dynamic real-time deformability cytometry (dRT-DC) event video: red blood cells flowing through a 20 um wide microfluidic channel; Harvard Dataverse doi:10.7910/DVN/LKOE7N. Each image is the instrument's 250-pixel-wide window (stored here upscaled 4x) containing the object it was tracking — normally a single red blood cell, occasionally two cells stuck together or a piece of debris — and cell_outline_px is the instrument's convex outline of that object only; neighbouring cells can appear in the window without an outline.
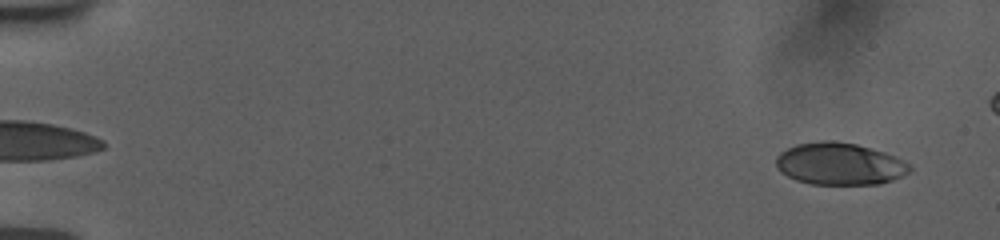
{"species": "human", "species_latin": "Homo sapiens", "temperature_condition": "room temperature", "stored_images_in_passage": 20, "camera_frame_rate_fps": 3000, "um_per_image_px": 0.085, "donor": {"sex": "female"}, "frame": {"image": 1, "passage_image": 3, "time_ms": 0.667, "image_size_px": [1000, 240], "cell_outline_px": [[912, 168], [908, 172], [892, 180], [880, 184], [812, 184], [796, 180], [780, 172], [776, 168], [776, 156], [780, 152], [796, 144], [820, 140], [832, 140], [856, 144], [884, 152], [904, 160], [912, 164]], "centroid_in_image_um": [71.35, 13.92], "position_along_channel_um": 13.6, "area_um2": 32.95}}
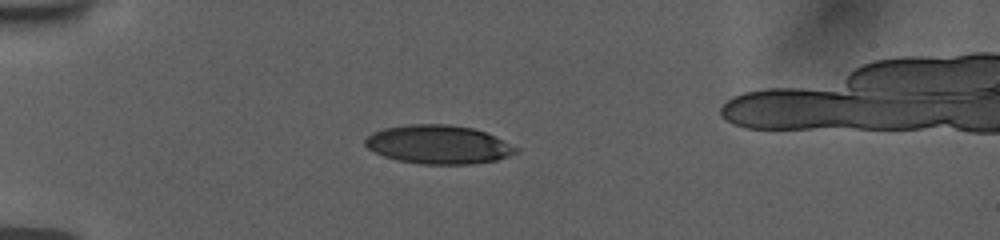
{"frame": {"image": 2, "passage_image": 14, "time_ms": 5.0, "image_size_px": [1000, 240], "cell_outline_px": [[520, 152], [496, 160], [472, 164], [420, 164], [396, 160], [384, 156], [368, 148], [364, 144], [364, 140], [372, 132], [384, 128], [408, 124], [448, 124], [472, 128], [484, 132], [520, 148]], "centroid_in_image_um": [37.26, 12.29], "position_along_channel_um": 47.7, "area_um2": 33.99}}
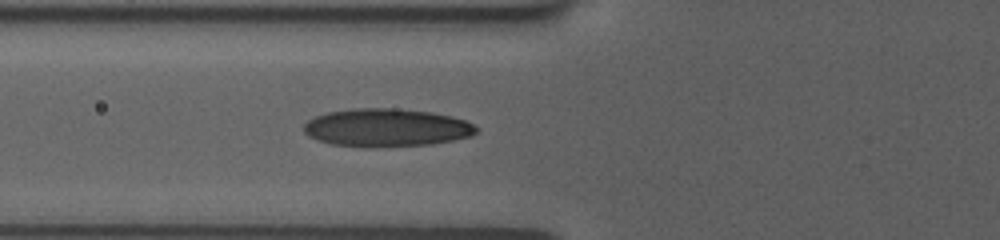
{"frame": {"image": 3, "passage_image": 20, "time_ms": 7.0, "image_size_px": [1000, 240], "cell_outline_px": [[480, 128], [476, 132], [468, 136], [452, 140], [432, 144], [332, 144], [308, 136], [304, 132], [304, 124], [308, 120], [316, 116], [328, 112], [352, 108], [396, 108], [432, 112], [452, 116], [464, 120]], "centroid_in_image_um": [32.87, 10.79], "position_along_channel_um": 92.9, "area_um2": 36.88}}